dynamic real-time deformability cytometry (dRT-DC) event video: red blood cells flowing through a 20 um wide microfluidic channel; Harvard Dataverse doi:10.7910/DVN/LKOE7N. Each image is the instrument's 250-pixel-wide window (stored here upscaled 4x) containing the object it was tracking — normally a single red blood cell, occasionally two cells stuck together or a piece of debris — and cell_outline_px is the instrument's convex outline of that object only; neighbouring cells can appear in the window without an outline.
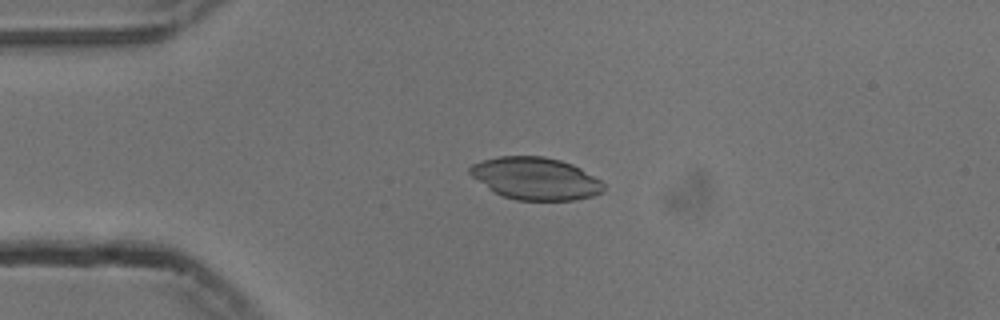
{"species": "common noctule bat (a hibernating species)", "species_latin": "Nyctalus noctula", "temperature_condition": "cold", "stored_images_in_passage": 43, "camera_frame_rate_fps": 3000, "um_per_image_px": 0.085, "animal": {"sex": "male", "body_mass_g": 13.3}, "frame": {"image": 1, "passage_image": 2, "time_ms": 0.333, "image_size_px": [1000, 320], "cell_outline_px": [[604, 192], [592, 196], [576, 200], [516, 200], [504, 196], [488, 188], [472, 176], [468, 172], [468, 168], [472, 164], [496, 156], [544, 156], [560, 160], [572, 164], [580, 168], [600, 180], [604, 184]], "centroid_in_image_um": [45.53, 15.17], "position_along_channel_um": 39.5, "area_um2": 32.89}}
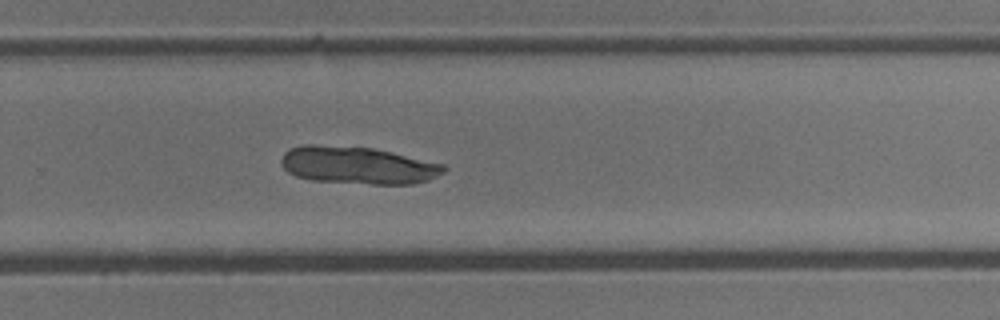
{"frame": {"image": 2, "passage_image": 25, "time_ms": 8.0, "image_size_px": [1000, 320], "cell_outline_px": [[448, 168], [444, 172], [428, 180], [412, 184], [372, 184], [312, 180], [296, 176], [288, 172], [280, 164], [280, 160], [284, 152], [288, 148], [304, 144], [312, 144], [372, 148], [392, 152], [444, 164]], "centroid_in_image_um": [30.39, 14.04], "position_along_channel_um": 299.4, "area_um2": 35.55}}
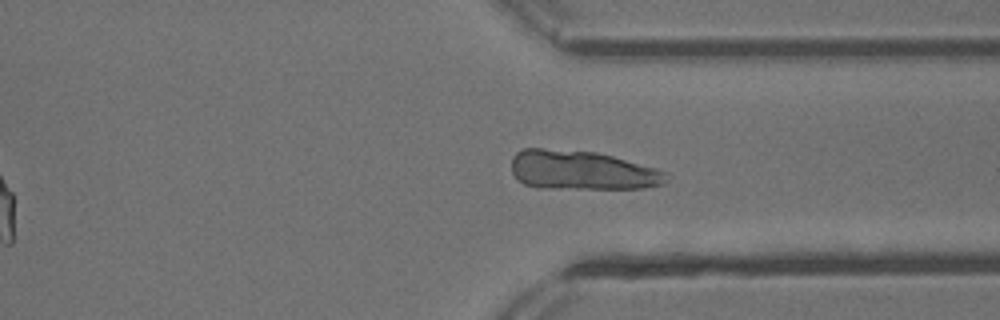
{"frame": {"image": 3, "passage_image": 30, "time_ms": 9.667, "image_size_px": [1000, 320], "cell_outline_px": [[668, 172], [664, 184], [644, 188], [536, 188], [524, 184], [516, 180], [512, 172], [512, 156], [520, 148], [544, 148], [596, 152], [612, 156], [656, 168]], "centroid_in_image_um": [49.41, 14.47], "position_along_channel_um": 362.0, "area_um2": 35.6}}